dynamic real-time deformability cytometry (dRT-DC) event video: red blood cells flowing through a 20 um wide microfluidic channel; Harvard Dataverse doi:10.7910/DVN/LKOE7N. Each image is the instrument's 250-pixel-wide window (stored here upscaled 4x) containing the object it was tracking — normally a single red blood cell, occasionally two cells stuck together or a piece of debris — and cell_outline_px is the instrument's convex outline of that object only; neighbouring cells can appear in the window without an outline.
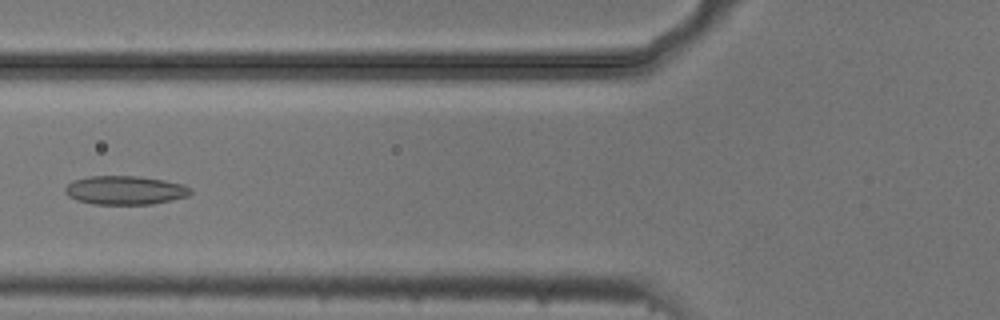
{"species": "common noctule bat (a hibernating species)", "species_latin": "Nyctalus noctula", "temperature_condition": "cold", "stored_images_in_passage": 7, "camera_frame_rate_fps": 3000, "um_per_image_px": 0.085, "animal": {"sex": "male", "body_mass_g": 20.5, "forearm_length_mm": 52.5}, "frame": {"image": 1, "passage_image": 6, "time_ms": 1.667, "image_size_px": [1000, 320], "cell_outline_px": [[192, 192], [188, 196], [172, 200], [152, 204], [92, 204], [76, 200], [68, 196], [64, 192], [64, 188], [72, 180], [88, 176], [140, 176], [164, 180], [184, 184], [192, 188]], "centroid_in_image_um": [10.63, 16.16], "position_along_channel_um": 115.2, "area_um2": 21.27}}
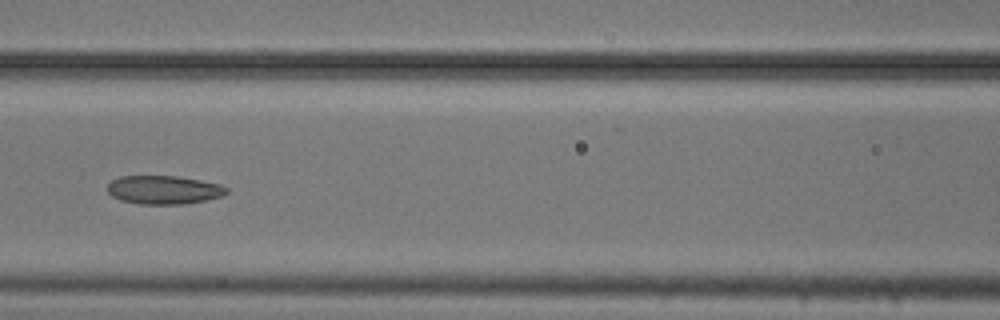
{"frame": {"image": 2, "passage_image": 7, "time_ms": 2.0, "image_size_px": [1000, 320], "cell_outline_px": [[228, 192], [224, 196], [184, 204], [140, 204], [120, 200], [112, 196], [108, 192], [108, 184], [112, 180], [120, 176], [176, 176], [200, 180], [220, 184], [228, 188]], "centroid_in_image_um": [13.93, 16.14], "position_along_channel_um": 152.7, "area_um2": 19.83}}